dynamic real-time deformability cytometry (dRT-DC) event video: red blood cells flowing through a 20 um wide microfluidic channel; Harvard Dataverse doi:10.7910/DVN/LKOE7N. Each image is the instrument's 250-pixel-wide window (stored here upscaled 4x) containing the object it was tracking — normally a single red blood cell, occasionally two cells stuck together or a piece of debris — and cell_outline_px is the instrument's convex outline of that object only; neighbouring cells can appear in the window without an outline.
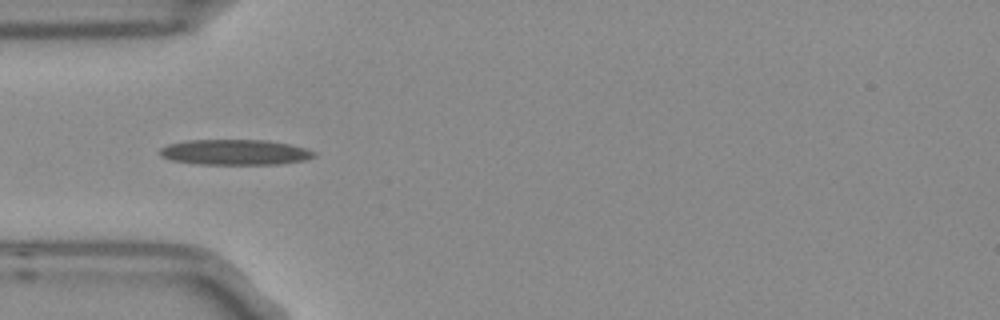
{"species": "Egyptian fruit bat (a non-hibernating species)", "species_latin": "Rousettus aegyptiacus", "temperature_condition": "room temperature", "stored_images_in_passage": 9, "camera_frame_rate_fps": 3000, "um_per_image_px": 0.085, "frame": {"image": 1, "passage_image": 6, "time_ms": 1.667, "image_size_px": [1000, 320], "cell_outline_px": [[316, 156], [304, 160], [276, 164], [196, 164], [172, 160], [160, 156], [160, 148], [168, 144], [184, 140], [268, 140], [288, 144], [304, 148], [316, 152]], "centroid_in_image_um": [19.94, 12.93], "position_along_channel_um": 65.1, "area_um2": 22.83}}
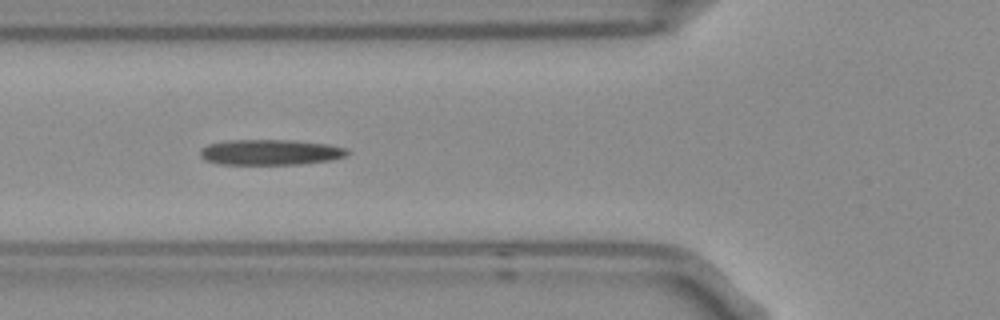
{"frame": {"image": 2, "passage_image": 7, "time_ms": 2.0, "image_size_px": [1000, 320], "cell_outline_px": [[348, 152], [344, 156], [332, 160], [304, 164], [220, 164], [204, 160], [200, 156], [200, 148], [208, 144], [228, 140], [296, 140], [328, 144], [348, 148]], "centroid_in_image_um": [22.98, 12.93], "position_along_channel_um": 102.8, "area_um2": 22.08}}